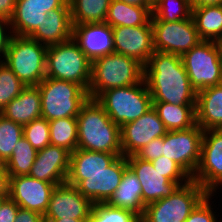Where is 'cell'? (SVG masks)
I'll return each instance as SVG.
<instances>
[{
  "label": "cell",
  "mask_w": 222,
  "mask_h": 222,
  "mask_svg": "<svg viewBox=\"0 0 222 222\" xmlns=\"http://www.w3.org/2000/svg\"><path fill=\"white\" fill-rule=\"evenodd\" d=\"M7 198H8V195H0V207Z\"/></svg>",
  "instance_id": "51"
},
{
  "label": "cell",
  "mask_w": 222,
  "mask_h": 222,
  "mask_svg": "<svg viewBox=\"0 0 222 222\" xmlns=\"http://www.w3.org/2000/svg\"><path fill=\"white\" fill-rule=\"evenodd\" d=\"M93 202L84 197L75 186L67 182L53 189L44 220H89Z\"/></svg>",
  "instance_id": "14"
},
{
  "label": "cell",
  "mask_w": 222,
  "mask_h": 222,
  "mask_svg": "<svg viewBox=\"0 0 222 222\" xmlns=\"http://www.w3.org/2000/svg\"><path fill=\"white\" fill-rule=\"evenodd\" d=\"M26 86L12 70L0 61V112L16 98Z\"/></svg>",
  "instance_id": "36"
},
{
  "label": "cell",
  "mask_w": 222,
  "mask_h": 222,
  "mask_svg": "<svg viewBox=\"0 0 222 222\" xmlns=\"http://www.w3.org/2000/svg\"><path fill=\"white\" fill-rule=\"evenodd\" d=\"M9 179L4 163L0 162V195H9Z\"/></svg>",
  "instance_id": "45"
},
{
  "label": "cell",
  "mask_w": 222,
  "mask_h": 222,
  "mask_svg": "<svg viewBox=\"0 0 222 222\" xmlns=\"http://www.w3.org/2000/svg\"><path fill=\"white\" fill-rule=\"evenodd\" d=\"M114 52L129 56L145 66L154 53L151 20L135 27H112Z\"/></svg>",
  "instance_id": "17"
},
{
  "label": "cell",
  "mask_w": 222,
  "mask_h": 222,
  "mask_svg": "<svg viewBox=\"0 0 222 222\" xmlns=\"http://www.w3.org/2000/svg\"><path fill=\"white\" fill-rule=\"evenodd\" d=\"M191 7L204 5H222V0H190Z\"/></svg>",
  "instance_id": "47"
},
{
  "label": "cell",
  "mask_w": 222,
  "mask_h": 222,
  "mask_svg": "<svg viewBox=\"0 0 222 222\" xmlns=\"http://www.w3.org/2000/svg\"><path fill=\"white\" fill-rule=\"evenodd\" d=\"M153 7H142L112 0L105 23L111 27H135L146 25L152 16Z\"/></svg>",
  "instance_id": "25"
},
{
  "label": "cell",
  "mask_w": 222,
  "mask_h": 222,
  "mask_svg": "<svg viewBox=\"0 0 222 222\" xmlns=\"http://www.w3.org/2000/svg\"><path fill=\"white\" fill-rule=\"evenodd\" d=\"M92 62L71 38L50 45L46 53V77L71 81L88 91L91 80Z\"/></svg>",
  "instance_id": "5"
},
{
  "label": "cell",
  "mask_w": 222,
  "mask_h": 222,
  "mask_svg": "<svg viewBox=\"0 0 222 222\" xmlns=\"http://www.w3.org/2000/svg\"><path fill=\"white\" fill-rule=\"evenodd\" d=\"M126 160L142 186V200L145 205L168 197L178 189L179 185L154 169L150 161L141 160L135 155L127 156Z\"/></svg>",
  "instance_id": "18"
},
{
  "label": "cell",
  "mask_w": 222,
  "mask_h": 222,
  "mask_svg": "<svg viewBox=\"0 0 222 222\" xmlns=\"http://www.w3.org/2000/svg\"><path fill=\"white\" fill-rule=\"evenodd\" d=\"M153 4L157 1V0H150Z\"/></svg>",
  "instance_id": "52"
},
{
  "label": "cell",
  "mask_w": 222,
  "mask_h": 222,
  "mask_svg": "<svg viewBox=\"0 0 222 222\" xmlns=\"http://www.w3.org/2000/svg\"><path fill=\"white\" fill-rule=\"evenodd\" d=\"M121 155L77 148L70 156L69 173L102 172Z\"/></svg>",
  "instance_id": "28"
},
{
  "label": "cell",
  "mask_w": 222,
  "mask_h": 222,
  "mask_svg": "<svg viewBox=\"0 0 222 222\" xmlns=\"http://www.w3.org/2000/svg\"><path fill=\"white\" fill-rule=\"evenodd\" d=\"M192 180L209 194L222 185V129L204 131L200 162Z\"/></svg>",
  "instance_id": "13"
},
{
  "label": "cell",
  "mask_w": 222,
  "mask_h": 222,
  "mask_svg": "<svg viewBox=\"0 0 222 222\" xmlns=\"http://www.w3.org/2000/svg\"><path fill=\"white\" fill-rule=\"evenodd\" d=\"M54 188L53 183L38 180L29 175H20L10 177L8 197L20 208L35 211L44 216Z\"/></svg>",
  "instance_id": "16"
},
{
  "label": "cell",
  "mask_w": 222,
  "mask_h": 222,
  "mask_svg": "<svg viewBox=\"0 0 222 222\" xmlns=\"http://www.w3.org/2000/svg\"><path fill=\"white\" fill-rule=\"evenodd\" d=\"M45 222H88L89 220H77V219H58V220H44Z\"/></svg>",
  "instance_id": "49"
},
{
  "label": "cell",
  "mask_w": 222,
  "mask_h": 222,
  "mask_svg": "<svg viewBox=\"0 0 222 222\" xmlns=\"http://www.w3.org/2000/svg\"><path fill=\"white\" fill-rule=\"evenodd\" d=\"M154 169L163 173V176L170 181L176 182L179 186L185 185L192 180V177L176 162L160 156L151 161Z\"/></svg>",
  "instance_id": "38"
},
{
  "label": "cell",
  "mask_w": 222,
  "mask_h": 222,
  "mask_svg": "<svg viewBox=\"0 0 222 222\" xmlns=\"http://www.w3.org/2000/svg\"><path fill=\"white\" fill-rule=\"evenodd\" d=\"M72 38L91 62L114 52L112 27L105 22L75 25Z\"/></svg>",
  "instance_id": "20"
},
{
  "label": "cell",
  "mask_w": 222,
  "mask_h": 222,
  "mask_svg": "<svg viewBox=\"0 0 222 222\" xmlns=\"http://www.w3.org/2000/svg\"><path fill=\"white\" fill-rule=\"evenodd\" d=\"M0 114L23 126L42 117L41 96L38 86H26L16 98L6 105Z\"/></svg>",
  "instance_id": "23"
},
{
  "label": "cell",
  "mask_w": 222,
  "mask_h": 222,
  "mask_svg": "<svg viewBox=\"0 0 222 222\" xmlns=\"http://www.w3.org/2000/svg\"><path fill=\"white\" fill-rule=\"evenodd\" d=\"M71 153L64 148L48 145L38 150L29 176L55 186L67 181Z\"/></svg>",
  "instance_id": "19"
},
{
  "label": "cell",
  "mask_w": 222,
  "mask_h": 222,
  "mask_svg": "<svg viewBox=\"0 0 222 222\" xmlns=\"http://www.w3.org/2000/svg\"><path fill=\"white\" fill-rule=\"evenodd\" d=\"M212 194H207L198 205L192 210L185 222H216V215L212 211V206L209 202Z\"/></svg>",
  "instance_id": "39"
},
{
  "label": "cell",
  "mask_w": 222,
  "mask_h": 222,
  "mask_svg": "<svg viewBox=\"0 0 222 222\" xmlns=\"http://www.w3.org/2000/svg\"><path fill=\"white\" fill-rule=\"evenodd\" d=\"M144 80L152 102L196 105L197 92L191 86L181 56L154 51L144 66Z\"/></svg>",
  "instance_id": "1"
},
{
  "label": "cell",
  "mask_w": 222,
  "mask_h": 222,
  "mask_svg": "<svg viewBox=\"0 0 222 222\" xmlns=\"http://www.w3.org/2000/svg\"><path fill=\"white\" fill-rule=\"evenodd\" d=\"M49 122L50 145L59 146L70 153L78 148L77 118L54 119Z\"/></svg>",
  "instance_id": "31"
},
{
  "label": "cell",
  "mask_w": 222,
  "mask_h": 222,
  "mask_svg": "<svg viewBox=\"0 0 222 222\" xmlns=\"http://www.w3.org/2000/svg\"><path fill=\"white\" fill-rule=\"evenodd\" d=\"M88 222H141V219L133 211L94 203Z\"/></svg>",
  "instance_id": "35"
},
{
  "label": "cell",
  "mask_w": 222,
  "mask_h": 222,
  "mask_svg": "<svg viewBox=\"0 0 222 222\" xmlns=\"http://www.w3.org/2000/svg\"><path fill=\"white\" fill-rule=\"evenodd\" d=\"M19 206L9 197L0 207V222H14Z\"/></svg>",
  "instance_id": "43"
},
{
  "label": "cell",
  "mask_w": 222,
  "mask_h": 222,
  "mask_svg": "<svg viewBox=\"0 0 222 222\" xmlns=\"http://www.w3.org/2000/svg\"><path fill=\"white\" fill-rule=\"evenodd\" d=\"M163 137L151 140L146 146L142 147L135 156L141 160L152 161L162 156Z\"/></svg>",
  "instance_id": "40"
},
{
  "label": "cell",
  "mask_w": 222,
  "mask_h": 222,
  "mask_svg": "<svg viewBox=\"0 0 222 222\" xmlns=\"http://www.w3.org/2000/svg\"><path fill=\"white\" fill-rule=\"evenodd\" d=\"M152 103L167 131L187 130L196 125V105Z\"/></svg>",
  "instance_id": "26"
},
{
  "label": "cell",
  "mask_w": 222,
  "mask_h": 222,
  "mask_svg": "<svg viewBox=\"0 0 222 222\" xmlns=\"http://www.w3.org/2000/svg\"><path fill=\"white\" fill-rule=\"evenodd\" d=\"M42 117L47 121L76 118L89 94L82 86L71 81L45 77L38 85Z\"/></svg>",
  "instance_id": "6"
},
{
  "label": "cell",
  "mask_w": 222,
  "mask_h": 222,
  "mask_svg": "<svg viewBox=\"0 0 222 222\" xmlns=\"http://www.w3.org/2000/svg\"><path fill=\"white\" fill-rule=\"evenodd\" d=\"M127 167L126 157L121 155L102 172L68 173L66 182L93 203H106L119 186Z\"/></svg>",
  "instance_id": "10"
},
{
  "label": "cell",
  "mask_w": 222,
  "mask_h": 222,
  "mask_svg": "<svg viewBox=\"0 0 222 222\" xmlns=\"http://www.w3.org/2000/svg\"><path fill=\"white\" fill-rule=\"evenodd\" d=\"M154 51L182 56L202 40L192 16L176 22L151 21Z\"/></svg>",
  "instance_id": "12"
},
{
  "label": "cell",
  "mask_w": 222,
  "mask_h": 222,
  "mask_svg": "<svg viewBox=\"0 0 222 222\" xmlns=\"http://www.w3.org/2000/svg\"><path fill=\"white\" fill-rule=\"evenodd\" d=\"M119 1L136 6L153 7V3L150 0H119Z\"/></svg>",
  "instance_id": "48"
},
{
  "label": "cell",
  "mask_w": 222,
  "mask_h": 222,
  "mask_svg": "<svg viewBox=\"0 0 222 222\" xmlns=\"http://www.w3.org/2000/svg\"><path fill=\"white\" fill-rule=\"evenodd\" d=\"M181 59L196 92L221 84L222 61L215 41L202 40L183 54Z\"/></svg>",
  "instance_id": "9"
},
{
  "label": "cell",
  "mask_w": 222,
  "mask_h": 222,
  "mask_svg": "<svg viewBox=\"0 0 222 222\" xmlns=\"http://www.w3.org/2000/svg\"><path fill=\"white\" fill-rule=\"evenodd\" d=\"M76 118L78 148L122 154L120 126L110 119L103 106L96 99L88 98Z\"/></svg>",
  "instance_id": "2"
},
{
  "label": "cell",
  "mask_w": 222,
  "mask_h": 222,
  "mask_svg": "<svg viewBox=\"0 0 222 222\" xmlns=\"http://www.w3.org/2000/svg\"><path fill=\"white\" fill-rule=\"evenodd\" d=\"M96 100L110 119L120 127L138 119L153 107L144 79L135 85L105 90Z\"/></svg>",
  "instance_id": "7"
},
{
  "label": "cell",
  "mask_w": 222,
  "mask_h": 222,
  "mask_svg": "<svg viewBox=\"0 0 222 222\" xmlns=\"http://www.w3.org/2000/svg\"><path fill=\"white\" fill-rule=\"evenodd\" d=\"M207 194L196 181L191 180L168 197L146 205L141 222H185Z\"/></svg>",
  "instance_id": "8"
},
{
  "label": "cell",
  "mask_w": 222,
  "mask_h": 222,
  "mask_svg": "<svg viewBox=\"0 0 222 222\" xmlns=\"http://www.w3.org/2000/svg\"><path fill=\"white\" fill-rule=\"evenodd\" d=\"M14 222H45L43 215L35 211L20 208Z\"/></svg>",
  "instance_id": "44"
},
{
  "label": "cell",
  "mask_w": 222,
  "mask_h": 222,
  "mask_svg": "<svg viewBox=\"0 0 222 222\" xmlns=\"http://www.w3.org/2000/svg\"><path fill=\"white\" fill-rule=\"evenodd\" d=\"M167 133L164 123L152 107L138 119L120 127V144L124 157L135 155L151 140Z\"/></svg>",
  "instance_id": "15"
},
{
  "label": "cell",
  "mask_w": 222,
  "mask_h": 222,
  "mask_svg": "<svg viewBox=\"0 0 222 222\" xmlns=\"http://www.w3.org/2000/svg\"><path fill=\"white\" fill-rule=\"evenodd\" d=\"M16 0H0V16L10 20L13 16Z\"/></svg>",
  "instance_id": "46"
},
{
  "label": "cell",
  "mask_w": 222,
  "mask_h": 222,
  "mask_svg": "<svg viewBox=\"0 0 222 222\" xmlns=\"http://www.w3.org/2000/svg\"><path fill=\"white\" fill-rule=\"evenodd\" d=\"M37 150L22 137L14 146L13 153L4 164L9 177L28 175L36 159Z\"/></svg>",
  "instance_id": "32"
},
{
  "label": "cell",
  "mask_w": 222,
  "mask_h": 222,
  "mask_svg": "<svg viewBox=\"0 0 222 222\" xmlns=\"http://www.w3.org/2000/svg\"><path fill=\"white\" fill-rule=\"evenodd\" d=\"M47 48L29 36L13 35L2 62L25 86H37L46 77Z\"/></svg>",
  "instance_id": "4"
},
{
  "label": "cell",
  "mask_w": 222,
  "mask_h": 222,
  "mask_svg": "<svg viewBox=\"0 0 222 222\" xmlns=\"http://www.w3.org/2000/svg\"><path fill=\"white\" fill-rule=\"evenodd\" d=\"M196 124L203 130L222 129V85L197 92Z\"/></svg>",
  "instance_id": "22"
},
{
  "label": "cell",
  "mask_w": 222,
  "mask_h": 222,
  "mask_svg": "<svg viewBox=\"0 0 222 222\" xmlns=\"http://www.w3.org/2000/svg\"><path fill=\"white\" fill-rule=\"evenodd\" d=\"M73 26L70 8L53 9L29 37L39 43L50 46L72 38Z\"/></svg>",
  "instance_id": "21"
},
{
  "label": "cell",
  "mask_w": 222,
  "mask_h": 222,
  "mask_svg": "<svg viewBox=\"0 0 222 222\" xmlns=\"http://www.w3.org/2000/svg\"><path fill=\"white\" fill-rule=\"evenodd\" d=\"M112 0H69L72 26L104 23Z\"/></svg>",
  "instance_id": "29"
},
{
  "label": "cell",
  "mask_w": 222,
  "mask_h": 222,
  "mask_svg": "<svg viewBox=\"0 0 222 222\" xmlns=\"http://www.w3.org/2000/svg\"><path fill=\"white\" fill-rule=\"evenodd\" d=\"M106 203L111 207L133 211L140 218L143 216L146 205L142 200V186L129 166L124 171L119 186Z\"/></svg>",
  "instance_id": "24"
},
{
  "label": "cell",
  "mask_w": 222,
  "mask_h": 222,
  "mask_svg": "<svg viewBox=\"0 0 222 222\" xmlns=\"http://www.w3.org/2000/svg\"><path fill=\"white\" fill-rule=\"evenodd\" d=\"M190 0H157L153 4L151 21L176 22L190 18Z\"/></svg>",
  "instance_id": "33"
},
{
  "label": "cell",
  "mask_w": 222,
  "mask_h": 222,
  "mask_svg": "<svg viewBox=\"0 0 222 222\" xmlns=\"http://www.w3.org/2000/svg\"><path fill=\"white\" fill-rule=\"evenodd\" d=\"M47 17L46 9L36 6H15L10 19L13 35L30 36Z\"/></svg>",
  "instance_id": "30"
},
{
  "label": "cell",
  "mask_w": 222,
  "mask_h": 222,
  "mask_svg": "<svg viewBox=\"0 0 222 222\" xmlns=\"http://www.w3.org/2000/svg\"><path fill=\"white\" fill-rule=\"evenodd\" d=\"M15 6L43 7L46 14L53 9L70 8L69 0H16Z\"/></svg>",
  "instance_id": "41"
},
{
  "label": "cell",
  "mask_w": 222,
  "mask_h": 222,
  "mask_svg": "<svg viewBox=\"0 0 222 222\" xmlns=\"http://www.w3.org/2000/svg\"><path fill=\"white\" fill-rule=\"evenodd\" d=\"M144 79V66L137 60L116 52L92 62L89 98L96 99L105 90L131 86Z\"/></svg>",
  "instance_id": "3"
},
{
  "label": "cell",
  "mask_w": 222,
  "mask_h": 222,
  "mask_svg": "<svg viewBox=\"0 0 222 222\" xmlns=\"http://www.w3.org/2000/svg\"><path fill=\"white\" fill-rule=\"evenodd\" d=\"M217 45L219 47V50H220V58H221V61H222V38L219 39L217 42Z\"/></svg>",
  "instance_id": "50"
},
{
  "label": "cell",
  "mask_w": 222,
  "mask_h": 222,
  "mask_svg": "<svg viewBox=\"0 0 222 222\" xmlns=\"http://www.w3.org/2000/svg\"><path fill=\"white\" fill-rule=\"evenodd\" d=\"M23 137L34 149L41 150L50 145L49 122L40 117L23 126Z\"/></svg>",
  "instance_id": "37"
},
{
  "label": "cell",
  "mask_w": 222,
  "mask_h": 222,
  "mask_svg": "<svg viewBox=\"0 0 222 222\" xmlns=\"http://www.w3.org/2000/svg\"><path fill=\"white\" fill-rule=\"evenodd\" d=\"M203 134L197 124L187 130L167 131L163 136L162 156L176 162L193 177L200 162Z\"/></svg>",
  "instance_id": "11"
},
{
  "label": "cell",
  "mask_w": 222,
  "mask_h": 222,
  "mask_svg": "<svg viewBox=\"0 0 222 222\" xmlns=\"http://www.w3.org/2000/svg\"><path fill=\"white\" fill-rule=\"evenodd\" d=\"M191 16L201 40L217 42L222 38V5L192 7Z\"/></svg>",
  "instance_id": "27"
},
{
  "label": "cell",
  "mask_w": 222,
  "mask_h": 222,
  "mask_svg": "<svg viewBox=\"0 0 222 222\" xmlns=\"http://www.w3.org/2000/svg\"><path fill=\"white\" fill-rule=\"evenodd\" d=\"M6 29L7 30L10 29L9 31L10 35L5 32ZM11 29L12 28H11L10 20L0 16V57L3 58V60L5 58L6 51L9 47L11 38L13 37V34H11L12 33ZM1 58H0V61H2Z\"/></svg>",
  "instance_id": "42"
},
{
  "label": "cell",
  "mask_w": 222,
  "mask_h": 222,
  "mask_svg": "<svg viewBox=\"0 0 222 222\" xmlns=\"http://www.w3.org/2000/svg\"><path fill=\"white\" fill-rule=\"evenodd\" d=\"M23 137V125L13 122L0 114V162L6 163L14 146Z\"/></svg>",
  "instance_id": "34"
}]
</instances>
